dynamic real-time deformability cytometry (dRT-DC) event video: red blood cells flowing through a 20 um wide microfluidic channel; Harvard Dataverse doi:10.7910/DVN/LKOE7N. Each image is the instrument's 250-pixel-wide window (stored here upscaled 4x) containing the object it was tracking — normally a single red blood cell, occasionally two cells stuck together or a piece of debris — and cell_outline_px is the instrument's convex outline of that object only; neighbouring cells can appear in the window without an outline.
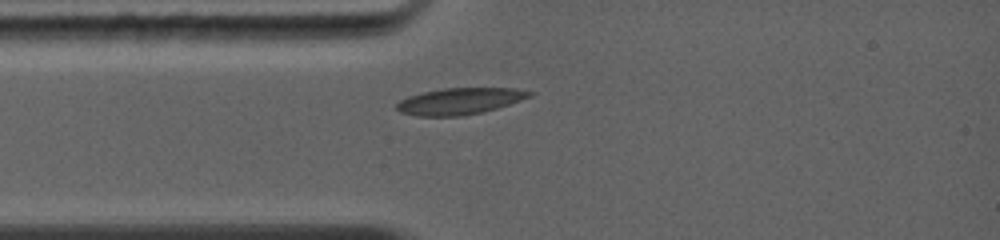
{"species": "common noctule bat (a hibernating species)", "species_latin": "Nyctalus noctula", "temperature_condition": "warm", "stored_images_in_passage": 1, "camera_frame_rate_fps": 5000, "um_per_image_px": 0.085, "animal": {"sex": "female", "body_mass_g": 19.0, "forearm_length_mm": 56.7}, "frame": {"image": 1, "passage_image": 1, "time_ms": 0.0, "image_size_px": [1000, 240], "cell_outline_px": [[536, 92], [532, 96], [496, 108], [464, 116], [416, 116], [400, 112], [396, 108], [396, 104], [400, 100], [408, 96], [424, 92], [444, 88], [516, 88]], "centroid_in_image_um": [39.08, 8.59], "position_along_channel_um": 45.9, "area_um2": 20.46}}